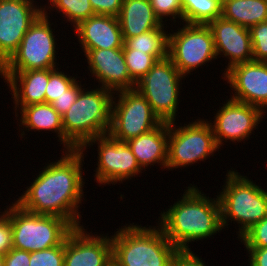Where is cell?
Here are the masks:
<instances>
[{
	"mask_svg": "<svg viewBox=\"0 0 267 266\" xmlns=\"http://www.w3.org/2000/svg\"><path fill=\"white\" fill-rule=\"evenodd\" d=\"M59 160L45 164L26 191L15 201L24 210L53 215L82 226L78 212L84 197V154L81 149L63 150ZM80 220V221H79Z\"/></svg>",
	"mask_w": 267,
	"mask_h": 266,
	"instance_id": "cell-1",
	"label": "cell"
},
{
	"mask_svg": "<svg viewBox=\"0 0 267 266\" xmlns=\"http://www.w3.org/2000/svg\"><path fill=\"white\" fill-rule=\"evenodd\" d=\"M186 188L180 200L160 213L157 223L179 251H191V242L213 237L223 229L218 195L210 198L194 184Z\"/></svg>",
	"mask_w": 267,
	"mask_h": 266,
	"instance_id": "cell-2",
	"label": "cell"
},
{
	"mask_svg": "<svg viewBox=\"0 0 267 266\" xmlns=\"http://www.w3.org/2000/svg\"><path fill=\"white\" fill-rule=\"evenodd\" d=\"M113 96L112 91L101 86L81 90L62 116L64 151L81 149L89 140L108 133Z\"/></svg>",
	"mask_w": 267,
	"mask_h": 266,
	"instance_id": "cell-3",
	"label": "cell"
},
{
	"mask_svg": "<svg viewBox=\"0 0 267 266\" xmlns=\"http://www.w3.org/2000/svg\"><path fill=\"white\" fill-rule=\"evenodd\" d=\"M116 230L111 236L112 259L120 266H170L179 253L159 225L130 223Z\"/></svg>",
	"mask_w": 267,
	"mask_h": 266,
	"instance_id": "cell-4",
	"label": "cell"
},
{
	"mask_svg": "<svg viewBox=\"0 0 267 266\" xmlns=\"http://www.w3.org/2000/svg\"><path fill=\"white\" fill-rule=\"evenodd\" d=\"M237 170H227L225 184L218 195L223 229L229 220L239 224V238L267 216V191ZM226 226V227H225Z\"/></svg>",
	"mask_w": 267,
	"mask_h": 266,
	"instance_id": "cell-5",
	"label": "cell"
},
{
	"mask_svg": "<svg viewBox=\"0 0 267 266\" xmlns=\"http://www.w3.org/2000/svg\"><path fill=\"white\" fill-rule=\"evenodd\" d=\"M13 248L28 252L61 245L75 228L68 220L24 210L15 201L8 207Z\"/></svg>",
	"mask_w": 267,
	"mask_h": 266,
	"instance_id": "cell-6",
	"label": "cell"
},
{
	"mask_svg": "<svg viewBox=\"0 0 267 266\" xmlns=\"http://www.w3.org/2000/svg\"><path fill=\"white\" fill-rule=\"evenodd\" d=\"M175 123H168V170L187 168L198 161L205 162L220 151L207 119H196L184 126H175Z\"/></svg>",
	"mask_w": 267,
	"mask_h": 266,
	"instance_id": "cell-7",
	"label": "cell"
},
{
	"mask_svg": "<svg viewBox=\"0 0 267 266\" xmlns=\"http://www.w3.org/2000/svg\"><path fill=\"white\" fill-rule=\"evenodd\" d=\"M184 75L176 68L169 57L153 65V67L136 82L135 89L141 93L151 105L154 113L162 122H174L180 102L179 94Z\"/></svg>",
	"mask_w": 267,
	"mask_h": 266,
	"instance_id": "cell-8",
	"label": "cell"
},
{
	"mask_svg": "<svg viewBox=\"0 0 267 266\" xmlns=\"http://www.w3.org/2000/svg\"><path fill=\"white\" fill-rule=\"evenodd\" d=\"M48 11L30 25L18 49L0 71H27L57 68L56 39ZM49 17V18H48Z\"/></svg>",
	"mask_w": 267,
	"mask_h": 266,
	"instance_id": "cell-9",
	"label": "cell"
},
{
	"mask_svg": "<svg viewBox=\"0 0 267 266\" xmlns=\"http://www.w3.org/2000/svg\"><path fill=\"white\" fill-rule=\"evenodd\" d=\"M114 94L118 96H113L108 134L115 139L128 141L151 131L162 123L145 97L136 89L123 90Z\"/></svg>",
	"mask_w": 267,
	"mask_h": 266,
	"instance_id": "cell-10",
	"label": "cell"
},
{
	"mask_svg": "<svg viewBox=\"0 0 267 266\" xmlns=\"http://www.w3.org/2000/svg\"><path fill=\"white\" fill-rule=\"evenodd\" d=\"M169 33L168 57L184 76L217 59L213 35L207 24H188Z\"/></svg>",
	"mask_w": 267,
	"mask_h": 266,
	"instance_id": "cell-11",
	"label": "cell"
},
{
	"mask_svg": "<svg viewBox=\"0 0 267 266\" xmlns=\"http://www.w3.org/2000/svg\"><path fill=\"white\" fill-rule=\"evenodd\" d=\"M95 144L98 145V167L94 170V180L99 183V187L100 184H120L142 174L143 169L137 163L127 141L115 139L106 133L89 140L81 150L85 152L87 147Z\"/></svg>",
	"mask_w": 267,
	"mask_h": 266,
	"instance_id": "cell-12",
	"label": "cell"
},
{
	"mask_svg": "<svg viewBox=\"0 0 267 266\" xmlns=\"http://www.w3.org/2000/svg\"><path fill=\"white\" fill-rule=\"evenodd\" d=\"M36 3L34 0H0V68L16 52L30 25L43 12V6Z\"/></svg>",
	"mask_w": 267,
	"mask_h": 266,
	"instance_id": "cell-13",
	"label": "cell"
},
{
	"mask_svg": "<svg viewBox=\"0 0 267 266\" xmlns=\"http://www.w3.org/2000/svg\"><path fill=\"white\" fill-rule=\"evenodd\" d=\"M220 107L214 116L213 123L209 121L219 149L227 140L238 143L248 140L252 131L258 129V124L265 117V112L261 108L230 98Z\"/></svg>",
	"mask_w": 267,
	"mask_h": 266,
	"instance_id": "cell-14",
	"label": "cell"
},
{
	"mask_svg": "<svg viewBox=\"0 0 267 266\" xmlns=\"http://www.w3.org/2000/svg\"><path fill=\"white\" fill-rule=\"evenodd\" d=\"M222 79L234 92L230 99L267 112V62L251 61L235 65Z\"/></svg>",
	"mask_w": 267,
	"mask_h": 266,
	"instance_id": "cell-15",
	"label": "cell"
},
{
	"mask_svg": "<svg viewBox=\"0 0 267 266\" xmlns=\"http://www.w3.org/2000/svg\"><path fill=\"white\" fill-rule=\"evenodd\" d=\"M90 233L84 225L69 233L64 241V266H106L112 260L111 236Z\"/></svg>",
	"mask_w": 267,
	"mask_h": 266,
	"instance_id": "cell-16",
	"label": "cell"
},
{
	"mask_svg": "<svg viewBox=\"0 0 267 266\" xmlns=\"http://www.w3.org/2000/svg\"><path fill=\"white\" fill-rule=\"evenodd\" d=\"M212 32L216 56L228 58L224 74L233 66L253 61L252 42L249 28L243 27L222 16L207 24Z\"/></svg>",
	"mask_w": 267,
	"mask_h": 266,
	"instance_id": "cell-17",
	"label": "cell"
},
{
	"mask_svg": "<svg viewBox=\"0 0 267 266\" xmlns=\"http://www.w3.org/2000/svg\"><path fill=\"white\" fill-rule=\"evenodd\" d=\"M84 56L98 86L113 93L135 89L136 82L128 72L123 48L89 50Z\"/></svg>",
	"mask_w": 267,
	"mask_h": 266,
	"instance_id": "cell-18",
	"label": "cell"
},
{
	"mask_svg": "<svg viewBox=\"0 0 267 266\" xmlns=\"http://www.w3.org/2000/svg\"><path fill=\"white\" fill-rule=\"evenodd\" d=\"M84 55L89 50L123 48L124 40L118 18L95 14L73 28Z\"/></svg>",
	"mask_w": 267,
	"mask_h": 266,
	"instance_id": "cell-19",
	"label": "cell"
},
{
	"mask_svg": "<svg viewBox=\"0 0 267 266\" xmlns=\"http://www.w3.org/2000/svg\"><path fill=\"white\" fill-rule=\"evenodd\" d=\"M55 68L27 71H0V77L9 86L13 97L16 119L19 109L31 104L45 103L49 75ZM19 82V83H18ZM18 113V114H17Z\"/></svg>",
	"mask_w": 267,
	"mask_h": 266,
	"instance_id": "cell-20",
	"label": "cell"
},
{
	"mask_svg": "<svg viewBox=\"0 0 267 266\" xmlns=\"http://www.w3.org/2000/svg\"><path fill=\"white\" fill-rule=\"evenodd\" d=\"M137 163L146 171L156 163L166 169L168 160V122H162L151 131L129 139Z\"/></svg>",
	"mask_w": 267,
	"mask_h": 266,
	"instance_id": "cell-21",
	"label": "cell"
},
{
	"mask_svg": "<svg viewBox=\"0 0 267 266\" xmlns=\"http://www.w3.org/2000/svg\"><path fill=\"white\" fill-rule=\"evenodd\" d=\"M117 18L124 41L157 27H166L155 15L150 0H123Z\"/></svg>",
	"mask_w": 267,
	"mask_h": 266,
	"instance_id": "cell-22",
	"label": "cell"
},
{
	"mask_svg": "<svg viewBox=\"0 0 267 266\" xmlns=\"http://www.w3.org/2000/svg\"><path fill=\"white\" fill-rule=\"evenodd\" d=\"M20 127L25 131H52L57 134L58 142L64 147V129L62 116L49 103H38L24 106L20 111ZM41 130V131H40Z\"/></svg>",
	"mask_w": 267,
	"mask_h": 266,
	"instance_id": "cell-23",
	"label": "cell"
},
{
	"mask_svg": "<svg viewBox=\"0 0 267 266\" xmlns=\"http://www.w3.org/2000/svg\"><path fill=\"white\" fill-rule=\"evenodd\" d=\"M221 16L250 28L267 22V3L265 0H222Z\"/></svg>",
	"mask_w": 267,
	"mask_h": 266,
	"instance_id": "cell-24",
	"label": "cell"
},
{
	"mask_svg": "<svg viewBox=\"0 0 267 266\" xmlns=\"http://www.w3.org/2000/svg\"><path fill=\"white\" fill-rule=\"evenodd\" d=\"M124 44L134 49L154 55L158 60L168 57L169 33L164 27H157L138 36L127 38Z\"/></svg>",
	"mask_w": 267,
	"mask_h": 266,
	"instance_id": "cell-25",
	"label": "cell"
},
{
	"mask_svg": "<svg viewBox=\"0 0 267 266\" xmlns=\"http://www.w3.org/2000/svg\"><path fill=\"white\" fill-rule=\"evenodd\" d=\"M183 22L208 24L222 15V0H181Z\"/></svg>",
	"mask_w": 267,
	"mask_h": 266,
	"instance_id": "cell-26",
	"label": "cell"
},
{
	"mask_svg": "<svg viewBox=\"0 0 267 266\" xmlns=\"http://www.w3.org/2000/svg\"><path fill=\"white\" fill-rule=\"evenodd\" d=\"M49 4L43 6V11L53 9L58 13H62V17L67 18L66 21L71 22L76 27L81 21L95 15L89 0H48ZM47 8V9H46ZM56 8V9H54Z\"/></svg>",
	"mask_w": 267,
	"mask_h": 266,
	"instance_id": "cell-27",
	"label": "cell"
},
{
	"mask_svg": "<svg viewBox=\"0 0 267 266\" xmlns=\"http://www.w3.org/2000/svg\"><path fill=\"white\" fill-rule=\"evenodd\" d=\"M123 53L130 77L135 82H138L158 60L154 55L129 49L125 44L123 45Z\"/></svg>",
	"mask_w": 267,
	"mask_h": 266,
	"instance_id": "cell-28",
	"label": "cell"
},
{
	"mask_svg": "<svg viewBox=\"0 0 267 266\" xmlns=\"http://www.w3.org/2000/svg\"><path fill=\"white\" fill-rule=\"evenodd\" d=\"M57 67L49 75V82L45 90V103H51L61 95L65 94V91L69 89L76 81L77 77H73L60 71Z\"/></svg>",
	"mask_w": 267,
	"mask_h": 266,
	"instance_id": "cell-29",
	"label": "cell"
},
{
	"mask_svg": "<svg viewBox=\"0 0 267 266\" xmlns=\"http://www.w3.org/2000/svg\"><path fill=\"white\" fill-rule=\"evenodd\" d=\"M29 266H64V242L52 248L30 252Z\"/></svg>",
	"mask_w": 267,
	"mask_h": 266,
	"instance_id": "cell-30",
	"label": "cell"
},
{
	"mask_svg": "<svg viewBox=\"0 0 267 266\" xmlns=\"http://www.w3.org/2000/svg\"><path fill=\"white\" fill-rule=\"evenodd\" d=\"M253 50V61L267 62V22L249 28Z\"/></svg>",
	"mask_w": 267,
	"mask_h": 266,
	"instance_id": "cell-31",
	"label": "cell"
},
{
	"mask_svg": "<svg viewBox=\"0 0 267 266\" xmlns=\"http://www.w3.org/2000/svg\"><path fill=\"white\" fill-rule=\"evenodd\" d=\"M151 6L154 10L155 15L160 20L162 24L165 22L163 19L170 18L168 20H173L176 23V19H180L183 22V10L181 0H150ZM172 16V18H171ZM166 17V18H165Z\"/></svg>",
	"mask_w": 267,
	"mask_h": 266,
	"instance_id": "cell-32",
	"label": "cell"
},
{
	"mask_svg": "<svg viewBox=\"0 0 267 266\" xmlns=\"http://www.w3.org/2000/svg\"><path fill=\"white\" fill-rule=\"evenodd\" d=\"M239 239L245 248L267 247V216L254 224Z\"/></svg>",
	"mask_w": 267,
	"mask_h": 266,
	"instance_id": "cell-33",
	"label": "cell"
},
{
	"mask_svg": "<svg viewBox=\"0 0 267 266\" xmlns=\"http://www.w3.org/2000/svg\"><path fill=\"white\" fill-rule=\"evenodd\" d=\"M77 80L69 89L65 91V94L58 97L56 100L51 102V106L61 115L63 116L68 109L73 105V103L77 100V97L84 85H81V81Z\"/></svg>",
	"mask_w": 267,
	"mask_h": 266,
	"instance_id": "cell-34",
	"label": "cell"
},
{
	"mask_svg": "<svg viewBox=\"0 0 267 266\" xmlns=\"http://www.w3.org/2000/svg\"><path fill=\"white\" fill-rule=\"evenodd\" d=\"M0 254L5 255L13 248L12 226L8 218V206L0 212Z\"/></svg>",
	"mask_w": 267,
	"mask_h": 266,
	"instance_id": "cell-35",
	"label": "cell"
},
{
	"mask_svg": "<svg viewBox=\"0 0 267 266\" xmlns=\"http://www.w3.org/2000/svg\"><path fill=\"white\" fill-rule=\"evenodd\" d=\"M95 14L118 16L123 0H89Z\"/></svg>",
	"mask_w": 267,
	"mask_h": 266,
	"instance_id": "cell-36",
	"label": "cell"
},
{
	"mask_svg": "<svg viewBox=\"0 0 267 266\" xmlns=\"http://www.w3.org/2000/svg\"><path fill=\"white\" fill-rule=\"evenodd\" d=\"M30 252L12 248L4 255V266H29Z\"/></svg>",
	"mask_w": 267,
	"mask_h": 266,
	"instance_id": "cell-37",
	"label": "cell"
},
{
	"mask_svg": "<svg viewBox=\"0 0 267 266\" xmlns=\"http://www.w3.org/2000/svg\"><path fill=\"white\" fill-rule=\"evenodd\" d=\"M193 251H179L170 266H207Z\"/></svg>",
	"mask_w": 267,
	"mask_h": 266,
	"instance_id": "cell-38",
	"label": "cell"
},
{
	"mask_svg": "<svg viewBox=\"0 0 267 266\" xmlns=\"http://www.w3.org/2000/svg\"><path fill=\"white\" fill-rule=\"evenodd\" d=\"M249 254L247 265L250 266H267V247L265 248H245Z\"/></svg>",
	"mask_w": 267,
	"mask_h": 266,
	"instance_id": "cell-39",
	"label": "cell"
},
{
	"mask_svg": "<svg viewBox=\"0 0 267 266\" xmlns=\"http://www.w3.org/2000/svg\"><path fill=\"white\" fill-rule=\"evenodd\" d=\"M106 266H120L115 260H111Z\"/></svg>",
	"mask_w": 267,
	"mask_h": 266,
	"instance_id": "cell-40",
	"label": "cell"
},
{
	"mask_svg": "<svg viewBox=\"0 0 267 266\" xmlns=\"http://www.w3.org/2000/svg\"><path fill=\"white\" fill-rule=\"evenodd\" d=\"M0 266H4V255L0 254Z\"/></svg>",
	"mask_w": 267,
	"mask_h": 266,
	"instance_id": "cell-41",
	"label": "cell"
}]
</instances>
